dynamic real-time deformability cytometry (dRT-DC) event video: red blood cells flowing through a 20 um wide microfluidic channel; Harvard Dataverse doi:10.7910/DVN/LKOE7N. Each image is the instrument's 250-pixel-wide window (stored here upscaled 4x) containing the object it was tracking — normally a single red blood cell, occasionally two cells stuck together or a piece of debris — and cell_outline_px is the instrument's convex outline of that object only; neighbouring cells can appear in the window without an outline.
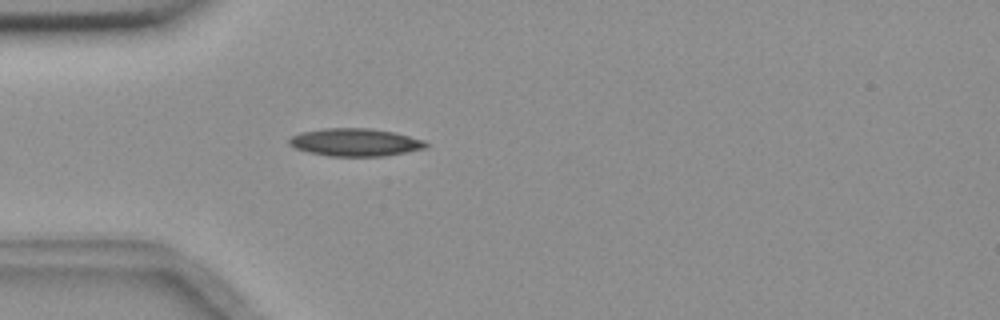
{"species": "common noctule bat (a hibernating species)", "species_latin": "Nyctalus noctula", "temperature_condition": "room temperature", "stored_images_in_passage": 20, "camera_frame_rate_fps": 3000, "um_per_image_px": 0.085, "animal": {"sex": "female", "body_mass_g": 18.4}, "frame": {"image": 1, "passage_image": 15, "time_ms": 4.667, "image_size_px": [1000, 320], "cell_outline_px": [[428, 148], [384, 156], [328, 156], [308, 152], [296, 148], [288, 144], [288, 140], [292, 136], [300, 132], [324, 128], [372, 128], [396, 132], [424, 140], [428, 144]], "centroid_in_image_um": [30.21, 12.09], "position_along_channel_um": 54.8, "area_um2": 22.31}}
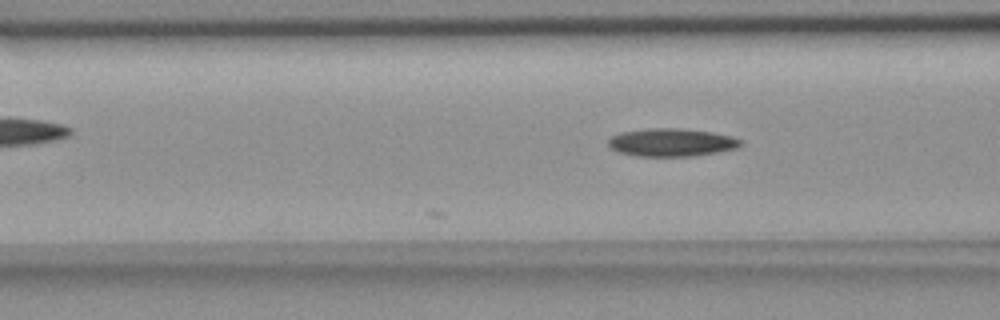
{"frame": {"image": 2, "passage_image": 20, "time_ms": 6.333, "image_size_px": [1000, 320], "cell_outline_px": [[744, 144], [740, 148], [696, 156], [636, 156], [620, 152], [612, 148], [608, 144], [608, 140], [612, 136], [620, 132], [648, 128], [676, 128], [712, 132], [732, 136], [740, 140]], "centroid_in_image_um": [57.12, 12.11], "position_along_channel_um": 109.5, "area_um2": 21.68}}